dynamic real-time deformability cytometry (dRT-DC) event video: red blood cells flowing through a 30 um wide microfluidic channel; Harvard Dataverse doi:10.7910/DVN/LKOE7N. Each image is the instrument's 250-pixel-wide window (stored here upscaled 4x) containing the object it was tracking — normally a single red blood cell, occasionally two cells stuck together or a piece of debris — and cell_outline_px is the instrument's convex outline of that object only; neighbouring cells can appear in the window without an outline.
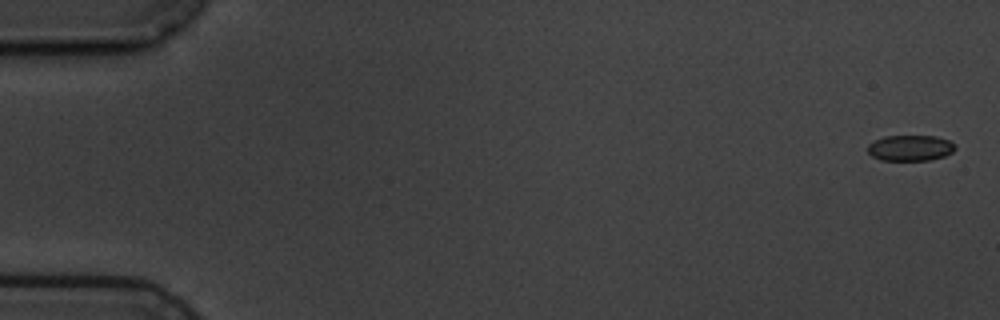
{"species": "common noctule bat (a hibernating species)", "species_latin": "Nyctalus noctula", "temperature_condition": "cold", "stored_images_in_passage": 10, "camera_frame_rate_fps": 3000, "um_per_image_px": 0.085, "animal": {"sex": "male", "body_mass_g": 19.5, "forearm_length_mm": 54.6}, "frame": {"image": 1, "passage_image": 1, "time_ms": 0.0, "image_size_px": [1000, 320], "cell_outline_px": [[956, 148], [952, 152], [944, 156], [928, 160], [880, 160], [872, 156], [868, 152], [868, 144], [884, 136], [936, 136], [948, 140], [956, 144]], "centroid_in_image_um": [77.38, 12.57], "position_along_channel_um": 7.6, "area_um2": 13.12}}
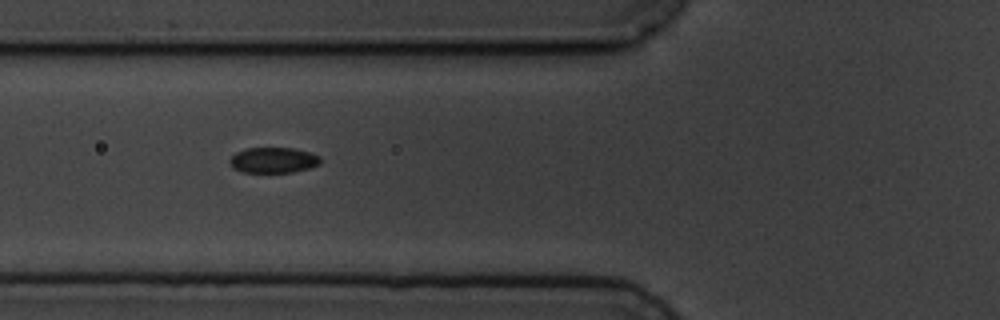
{"frame": {"image": 2, "passage_image": 7, "time_ms": 6.667, "image_size_px": [1000, 320], "cell_outline_px": [[320, 164], [308, 168], [292, 172], [240, 172], [232, 168], [228, 160], [236, 152], [248, 148], [292, 148], [308, 152], [320, 156]], "centroid_in_image_um": [23.19, 13.62], "position_along_channel_um": 102.6, "area_um2": 13.47}}
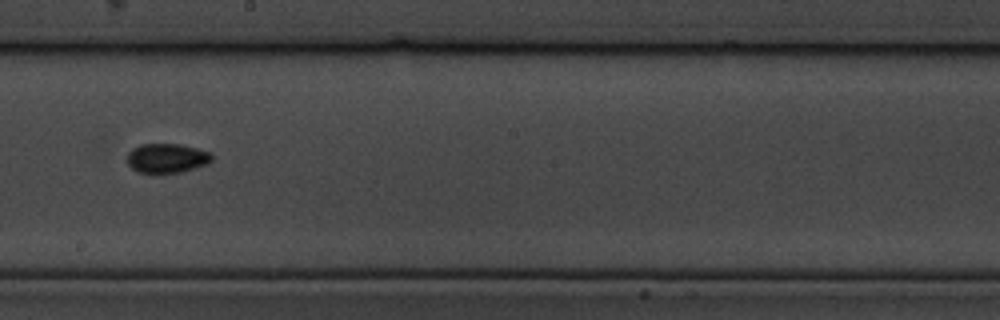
{"frame": {"image": 3, "passage_image": 10, "time_ms": 10.333, "image_size_px": [1000, 320], "cell_outline_px": [[212, 160], [208, 164], [180, 172], [152, 176], [136, 172], [128, 164], [128, 152], [132, 148], [140, 144], [180, 144], [196, 148], [208, 152], [212, 156]], "centroid_in_image_um": [14.13, 13.49], "position_along_channel_um": 234.1, "area_um2": 14.97}}